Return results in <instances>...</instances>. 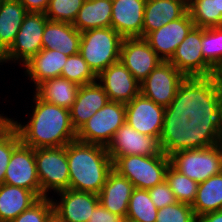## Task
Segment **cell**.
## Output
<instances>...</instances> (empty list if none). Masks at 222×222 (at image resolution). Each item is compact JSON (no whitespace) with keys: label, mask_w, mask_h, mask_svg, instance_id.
I'll return each mask as SVG.
<instances>
[{"label":"cell","mask_w":222,"mask_h":222,"mask_svg":"<svg viewBox=\"0 0 222 222\" xmlns=\"http://www.w3.org/2000/svg\"><path fill=\"white\" fill-rule=\"evenodd\" d=\"M140 93L168 109L186 128L202 124L206 96L170 61H161L140 82Z\"/></svg>","instance_id":"6da1fadb"},{"label":"cell","mask_w":222,"mask_h":222,"mask_svg":"<svg viewBox=\"0 0 222 222\" xmlns=\"http://www.w3.org/2000/svg\"><path fill=\"white\" fill-rule=\"evenodd\" d=\"M171 165L197 183L222 172V149L201 124L185 128L166 147Z\"/></svg>","instance_id":"7a4b0ae2"},{"label":"cell","mask_w":222,"mask_h":222,"mask_svg":"<svg viewBox=\"0 0 222 222\" xmlns=\"http://www.w3.org/2000/svg\"><path fill=\"white\" fill-rule=\"evenodd\" d=\"M32 96L31 103L34 105L30 106L29 120L21 122L16 117L14 122L24 145L33 149L65 147L77 140L70 110L44 101L35 92Z\"/></svg>","instance_id":"3957f363"},{"label":"cell","mask_w":222,"mask_h":222,"mask_svg":"<svg viewBox=\"0 0 222 222\" xmlns=\"http://www.w3.org/2000/svg\"><path fill=\"white\" fill-rule=\"evenodd\" d=\"M69 189L99 194L113 162L105 146L78 140L66 145Z\"/></svg>","instance_id":"277c9868"},{"label":"cell","mask_w":222,"mask_h":222,"mask_svg":"<svg viewBox=\"0 0 222 222\" xmlns=\"http://www.w3.org/2000/svg\"><path fill=\"white\" fill-rule=\"evenodd\" d=\"M126 105V123L147 136L155 137L165 148L186 127L164 106L141 93Z\"/></svg>","instance_id":"5b68a950"},{"label":"cell","mask_w":222,"mask_h":222,"mask_svg":"<svg viewBox=\"0 0 222 222\" xmlns=\"http://www.w3.org/2000/svg\"><path fill=\"white\" fill-rule=\"evenodd\" d=\"M201 50V27H194L179 44L170 62L208 96L218 89L221 76L206 62Z\"/></svg>","instance_id":"8992f818"},{"label":"cell","mask_w":222,"mask_h":222,"mask_svg":"<svg viewBox=\"0 0 222 222\" xmlns=\"http://www.w3.org/2000/svg\"><path fill=\"white\" fill-rule=\"evenodd\" d=\"M170 164L168 150L164 148L155 156H120L113 162V170L127 178L135 188L148 190L166 180Z\"/></svg>","instance_id":"52a82bcc"},{"label":"cell","mask_w":222,"mask_h":222,"mask_svg":"<svg viewBox=\"0 0 222 222\" xmlns=\"http://www.w3.org/2000/svg\"><path fill=\"white\" fill-rule=\"evenodd\" d=\"M123 37L111 27L81 32L80 51L93 73L103 70L120 59Z\"/></svg>","instance_id":"ba28073f"},{"label":"cell","mask_w":222,"mask_h":222,"mask_svg":"<svg viewBox=\"0 0 222 222\" xmlns=\"http://www.w3.org/2000/svg\"><path fill=\"white\" fill-rule=\"evenodd\" d=\"M48 20L45 13L28 12L12 46L0 57V65L17 63L23 66L42 50V36Z\"/></svg>","instance_id":"9c48e42d"},{"label":"cell","mask_w":222,"mask_h":222,"mask_svg":"<svg viewBox=\"0 0 222 222\" xmlns=\"http://www.w3.org/2000/svg\"><path fill=\"white\" fill-rule=\"evenodd\" d=\"M35 161L41 186V198L50 197L49 194L52 191L56 194L69 189L66 146L36 148Z\"/></svg>","instance_id":"30bf717a"},{"label":"cell","mask_w":222,"mask_h":222,"mask_svg":"<svg viewBox=\"0 0 222 222\" xmlns=\"http://www.w3.org/2000/svg\"><path fill=\"white\" fill-rule=\"evenodd\" d=\"M125 119L126 105L108 101L77 131V140L107 147Z\"/></svg>","instance_id":"8fae6325"},{"label":"cell","mask_w":222,"mask_h":222,"mask_svg":"<svg viewBox=\"0 0 222 222\" xmlns=\"http://www.w3.org/2000/svg\"><path fill=\"white\" fill-rule=\"evenodd\" d=\"M164 148L155 137L139 133L126 122L116 131L106 147L112 162L127 155L155 156Z\"/></svg>","instance_id":"7c38bea8"},{"label":"cell","mask_w":222,"mask_h":222,"mask_svg":"<svg viewBox=\"0 0 222 222\" xmlns=\"http://www.w3.org/2000/svg\"><path fill=\"white\" fill-rule=\"evenodd\" d=\"M4 183L33 191L41 198V186L37 174L35 149L21 142L13 150L6 168Z\"/></svg>","instance_id":"4fadbf2b"},{"label":"cell","mask_w":222,"mask_h":222,"mask_svg":"<svg viewBox=\"0 0 222 222\" xmlns=\"http://www.w3.org/2000/svg\"><path fill=\"white\" fill-rule=\"evenodd\" d=\"M195 27L189 12L160 29L150 32L144 39L162 61H170L179 44Z\"/></svg>","instance_id":"5bb4252c"},{"label":"cell","mask_w":222,"mask_h":222,"mask_svg":"<svg viewBox=\"0 0 222 222\" xmlns=\"http://www.w3.org/2000/svg\"><path fill=\"white\" fill-rule=\"evenodd\" d=\"M119 60L138 82H142L162 61L144 38H123Z\"/></svg>","instance_id":"9a60e30c"},{"label":"cell","mask_w":222,"mask_h":222,"mask_svg":"<svg viewBox=\"0 0 222 222\" xmlns=\"http://www.w3.org/2000/svg\"><path fill=\"white\" fill-rule=\"evenodd\" d=\"M97 82L104 88L109 101L127 104L140 93V82L120 60L103 70Z\"/></svg>","instance_id":"2e32d148"},{"label":"cell","mask_w":222,"mask_h":222,"mask_svg":"<svg viewBox=\"0 0 222 222\" xmlns=\"http://www.w3.org/2000/svg\"><path fill=\"white\" fill-rule=\"evenodd\" d=\"M52 194L54 211L64 222H88L99 204V197L94 193L67 189L57 192V200Z\"/></svg>","instance_id":"e0dca14e"},{"label":"cell","mask_w":222,"mask_h":222,"mask_svg":"<svg viewBox=\"0 0 222 222\" xmlns=\"http://www.w3.org/2000/svg\"><path fill=\"white\" fill-rule=\"evenodd\" d=\"M146 0H112L111 28L123 38H143Z\"/></svg>","instance_id":"ac0fdd59"},{"label":"cell","mask_w":222,"mask_h":222,"mask_svg":"<svg viewBox=\"0 0 222 222\" xmlns=\"http://www.w3.org/2000/svg\"><path fill=\"white\" fill-rule=\"evenodd\" d=\"M108 101V95L97 81L80 86L70 109L71 123L76 132Z\"/></svg>","instance_id":"d6986e66"},{"label":"cell","mask_w":222,"mask_h":222,"mask_svg":"<svg viewBox=\"0 0 222 222\" xmlns=\"http://www.w3.org/2000/svg\"><path fill=\"white\" fill-rule=\"evenodd\" d=\"M67 58V55L56 49H42L22 66L24 76L27 77L25 79L29 78L35 90L44 81L60 77Z\"/></svg>","instance_id":"ffe728a7"},{"label":"cell","mask_w":222,"mask_h":222,"mask_svg":"<svg viewBox=\"0 0 222 222\" xmlns=\"http://www.w3.org/2000/svg\"><path fill=\"white\" fill-rule=\"evenodd\" d=\"M188 11V0H146L143 19V38Z\"/></svg>","instance_id":"44dd1931"},{"label":"cell","mask_w":222,"mask_h":222,"mask_svg":"<svg viewBox=\"0 0 222 222\" xmlns=\"http://www.w3.org/2000/svg\"><path fill=\"white\" fill-rule=\"evenodd\" d=\"M134 185L112 170L98 194L99 203L113 214L127 217L128 205Z\"/></svg>","instance_id":"7402d4cb"},{"label":"cell","mask_w":222,"mask_h":222,"mask_svg":"<svg viewBox=\"0 0 222 222\" xmlns=\"http://www.w3.org/2000/svg\"><path fill=\"white\" fill-rule=\"evenodd\" d=\"M81 32L71 23L46 22L43 36V49L58 50L67 56L78 54L80 51Z\"/></svg>","instance_id":"603a6c76"},{"label":"cell","mask_w":222,"mask_h":222,"mask_svg":"<svg viewBox=\"0 0 222 222\" xmlns=\"http://www.w3.org/2000/svg\"><path fill=\"white\" fill-rule=\"evenodd\" d=\"M39 199L33 191L3 183L0 185V222H11Z\"/></svg>","instance_id":"cb8c5ba5"},{"label":"cell","mask_w":222,"mask_h":222,"mask_svg":"<svg viewBox=\"0 0 222 222\" xmlns=\"http://www.w3.org/2000/svg\"><path fill=\"white\" fill-rule=\"evenodd\" d=\"M27 13L18 0H2L0 5V57L12 46Z\"/></svg>","instance_id":"d4e9b609"},{"label":"cell","mask_w":222,"mask_h":222,"mask_svg":"<svg viewBox=\"0 0 222 222\" xmlns=\"http://www.w3.org/2000/svg\"><path fill=\"white\" fill-rule=\"evenodd\" d=\"M112 0H84L73 26L79 32L111 27Z\"/></svg>","instance_id":"484cf974"},{"label":"cell","mask_w":222,"mask_h":222,"mask_svg":"<svg viewBox=\"0 0 222 222\" xmlns=\"http://www.w3.org/2000/svg\"><path fill=\"white\" fill-rule=\"evenodd\" d=\"M79 87L77 83L60 76L44 81L32 91L44 101L70 110Z\"/></svg>","instance_id":"4316f807"},{"label":"cell","mask_w":222,"mask_h":222,"mask_svg":"<svg viewBox=\"0 0 222 222\" xmlns=\"http://www.w3.org/2000/svg\"><path fill=\"white\" fill-rule=\"evenodd\" d=\"M191 207L196 217L222 210V172L198 183L196 197Z\"/></svg>","instance_id":"83f0119b"},{"label":"cell","mask_w":222,"mask_h":222,"mask_svg":"<svg viewBox=\"0 0 222 222\" xmlns=\"http://www.w3.org/2000/svg\"><path fill=\"white\" fill-rule=\"evenodd\" d=\"M188 12L195 27L222 26V0H188Z\"/></svg>","instance_id":"f1b7e54d"},{"label":"cell","mask_w":222,"mask_h":222,"mask_svg":"<svg viewBox=\"0 0 222 222\" xmlns=\"http://www.w3.org/2000/svg\"><path fill=\"white\" fill-rule=\"evenodd\" d=\"M157 213L148 190L134 188L129 200L127 222H156Z\"/></svg>","instance_id":"f546056e"},{"label":"cell","mask_w":222,"mask_h":222,"mask_svg":"<svg viewBox=\"0 0 222 222\" xmlns=\"http://www.w3.org/2000/svg\"><path fill=\"white\" fill-rule=\"evenodd\" d=\"M202 54L222 77V26L201 28Z\"/></svg>","instance_id":"4dcf8cb0"},{"label":"cell","mask_w":222,"mask_h":222,"mask_svg":"<svg viewBox=\"0 0 222 222\" xmlns=\"http://www.w3.org/2000/svg\"><path fill=\"white\" fill-rule=\"evenodd\" d=\"M166 182L173 191L178 202L189 205L193 204L198 187L196 181L180 173L170 164L166 172Z\"/></svg>","instance_id":"1f68e13d"},{"label":"cell","mask_w":222,"mask_h":222,"mask_svg":"<svg viewBox=\"0 0 222 222\" xmlns=\"http://www.w3.org/2000/svg\"><path fill=\"white\" fill-rule=\"evenodd\" d=\"M61 77L83 86L97 81V76L90 69L80 53L68 56L63 66Z\"/></svg>","instance_id":"d6a6232c"},{"label":"cell","mask_w":222,"mask_h":222,"mask_svg":"<svg viewBox=\"0 0 222 222\" xmlns=\"http://www.w3.org/2000/svg\"><path fill=\"white\" fill-rule=\"evenodd\" d=\"M84 0H49L45 15L50 21L73 24Z\"/></svg>","instance_id":"836d02e7"},{"label":"cell","mask_w":222,"mask_h":222,"mask_svg":"<svg viewBox=\"0 0 222 222\" xmlns=\"http://www.w3.org/2000/svg\"><path fill=\"white\" fill-rule=\"evenodd\" d=\"M156 222H197L191 205L176 202L158 209Z\"/></svg>","instance_id":"e575fe53"},{"label":"cell","mask_w":222,"mask_h":222,"mask_svg":"<svg viewBox=\"0 0 222 222\" xmlns=\"http://www.w3.org/2000/svg\"><path fill=\"white\" fill-rule=\"evenodd\" d=\"M54 211L50 197L40 198L29 209L24 210L11 222H46L49 215Z\"/></svg>","instance_id":"d590c367"},{"label":"cell","mask_w":222,"mask_h":222,"mask_svg":"<svg viewBox=\"0 0 222 222\" xmlns=\"http://www.w3.org/2000/svg\"><path fill=\"white\" fill-rule=\"evenodd\" d=\"M20 143L21 138L15 127L0 140V185L4 183L12 152Z\"/></svg>","instance_id":"8d00e7d4"},{"label":"cell","mask_w":222,"mask_h":222,"mask_svg":"<svg viewBox=\"0 0 222 222\" xmlns=\"http://www.w3.org/2000/svg\"><path fill=\"white\" fill-rule=\"evenodd\" d=\"M148 193L157 209H161L165 206L178 202L166 180L161 184L149 188Z\"/></svg>","instance_id":"74e56055"},{"label":"cell","mask_w":222,"mask_h":222,"mask_svg":"<svg viewBox=\"0 0 222 222\" xmlns=\"http://www.w3.org/2000/svg\"><path fill=\"white\" fill-rule=\"evenodd\" d=\"M205 116L222 132V101L215 94L205 97Z\"/></svg>","instance_id":"f35d334b"},{"label":"cell","mask_w":222,"mask_h":222,"mask_svg":"<svg viewBox=\"0 0 222 222\" xmlns=\"http://www.w3.org/2000/svg\"><path fill=\"white\" fill-rule=\"evenodd\" d=\"M88 222H127L126 217L111 213L100 203L94 208Z\"/></svg>","instance_id":"ab89813d"},{"label":"cell","mask_w":222,"mask_h":222,"mask_svg":"<svg viewBox=\"0 0 222 222\" xmlns=\"http://www.w3.org/2000/svg\"><path fill=\"white\" fill-rule=\"evenodd\" d=\"M26 9L27 12L45 13L49 0H18Z\"/></svg>","instance_id":"60d3db41"},{"label":"cell","mask_w":222,"mask_h":222,"mask_svg":"<svg viewBox=\"0 0 222 222\" xmlns=\"http://www.w3.org/2000/svg\"><path fill=\"white\" fill-rule=\"evenodd\" d=\"M0 140L3 139L13 128H14V122L15 118L8 115L6 116L3 111H0ZM5 115V116H4Z\"/></svg>","instance_id":"b9f144b4"},{"label":"cell","mask_w":222,"mask_h":222,"mask_svg":"<svg viewBox=\"0 0 222 222\" xmlns=\"http://www.w3.org/2000/svg\"><path fill=\"white\" fill-rule=\"evenodd\" d=\"M202 125L217 139L222 149V132L205 116Z\"/></svg>","instance_id":"7bdbcfd3"},{"label":"cell","mask_w":222,"mask_h":222,"mask_svg":"<svg viewBox=\"0 0 222 222\" xmlns=\"http://www.w3.org/2000/svg\"><path fill=\"white\" fill-rule=\"evenodd\" d=\"M197 222H222V210L201 215L197 217Z\"/></svg>","instance_id":"ee69618b"},{"label":"cell","mask_w":222,"mask_h":222,"mask_svg":"<svg viewBox=\"0 0 222 222\" xmlns=\"http://www.w3.org/2000/svg\"><path fill=\"white\" fill-rule=\"evenodd\" d=\"M46 222H64L55 211H53L49 217L47 218Z\"/></svg>","instance_id":"f6af8a7d"},{"label":"cell","mask_w":222,"mask_h":222,"mask_svg":"<svg viewBox=\"0 0 222 222\" xmlns=\"http://www.w3.org/2000/svg\"><path fill=\"white\" fill-rule=\"evenodd\" d=\"M222 101V77L218 89L213 93Z\"/></svg>","instance_id":"bcb514c9"}]
</instances>
